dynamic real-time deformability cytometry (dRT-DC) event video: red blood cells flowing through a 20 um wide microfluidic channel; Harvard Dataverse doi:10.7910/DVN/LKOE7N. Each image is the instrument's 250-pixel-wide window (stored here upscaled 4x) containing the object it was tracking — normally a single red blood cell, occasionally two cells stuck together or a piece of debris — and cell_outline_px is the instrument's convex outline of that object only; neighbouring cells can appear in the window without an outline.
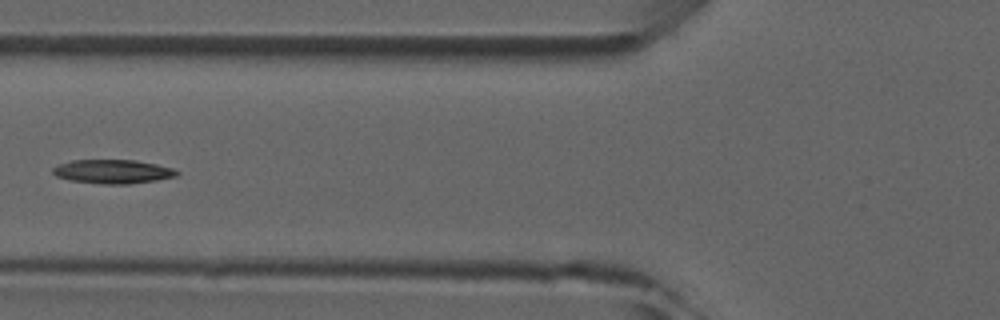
{"species": "common noctule bat (a hibernating species)", "species_latin": "Nyctalus noctula", "temperature_condition": "room temperature", "stored_images_in_passage": 7, "camera_frame_rate_fps": 3000, "um_per_image_px": 0.085, "animal": {"sex": "male", "forearm_length_mm": 52.5}, "frame": {"image": 1, "passage_image": 6, "time_ms": 6.0, "image_size_px": [1000, 320], "cell_outline_px": [[180, 172], [176, 176], [156, 180], [128, 184], [104, 184], [68, 180], [56, 176], [52, 172], [52, 168], [60, 164], [72, 160], [136, 160], [176, 168]], "centroid_in_image_um": [9.61, 14.58], "position_along_channel_um": 116.2, "area_um2": 17.34}}
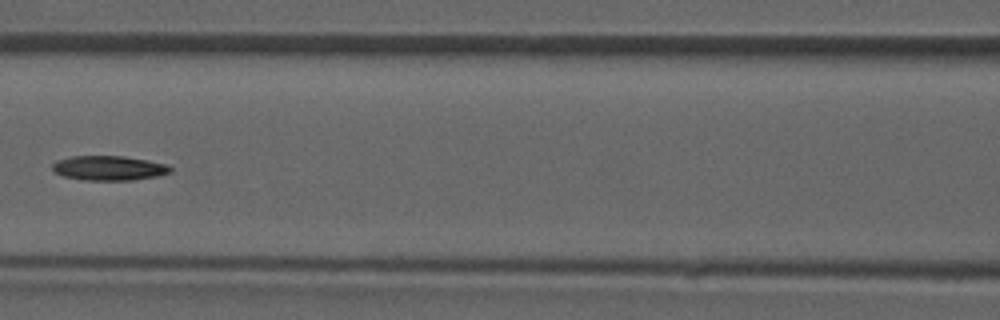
{"frame": {"image": 2, "passage_image": 7, "time_ms": 7.0, "image_size_px": [1000, 320], "cell_outline_px": [[172, 172], [156, 176], [132, 180], [84, 180], [64, 176], [56, 172], [52, 168], [52, 164], [56, 160], [72, 156], [124, 156], [148, 160], [168, 164], [172, 168]], "centroid_in_image_um": [9.28, 14.28], "position_along_channel_um": 157.3, "area_um2": 16.94}}